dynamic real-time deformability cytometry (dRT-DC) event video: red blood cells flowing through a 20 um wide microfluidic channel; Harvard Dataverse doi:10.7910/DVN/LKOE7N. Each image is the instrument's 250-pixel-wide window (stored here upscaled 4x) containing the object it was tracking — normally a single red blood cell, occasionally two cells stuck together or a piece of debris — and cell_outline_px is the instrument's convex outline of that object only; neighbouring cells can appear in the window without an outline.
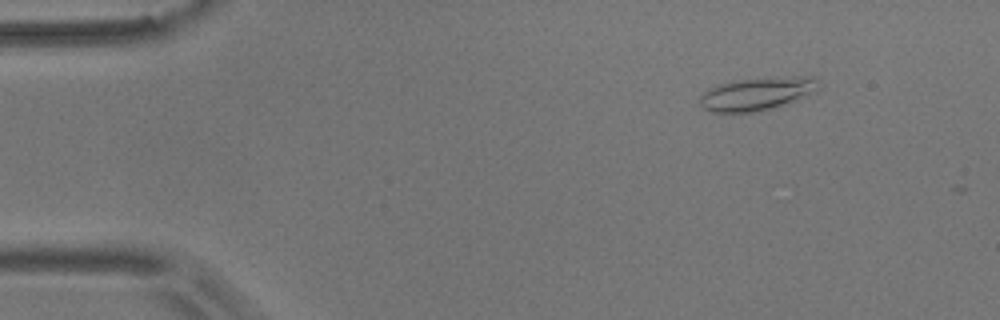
{"species": "common noctule bat (a hibernating species)", "species_latin": "Nyctalus noctula", "temperature_condition": "room temperature", "stored_images_in_passage": 28, "camera_frame_rate_fps": 3000, "um_per_image_px": 0.085, "animal": {"sex": "male", "body_mass_g": 17.9}, "frame": {"image": 1, "passage_image": 7, "time_ms": 2.0, "image_size_px": [1000, 320], "cell_outline_px": [[816, 92], [796, 100], [768, 108], [752, 112], [732, 116], [712, 112], [704, 108], [700, 104], [700, 96], [708, 88], [720, 84], [736, 80], [800, 76], [812, 76], [816, 80]], "centroid_in_image_um": [64.25, 8.01], "position_along_channel_um": 20.8, "area_um2": 22.83}}
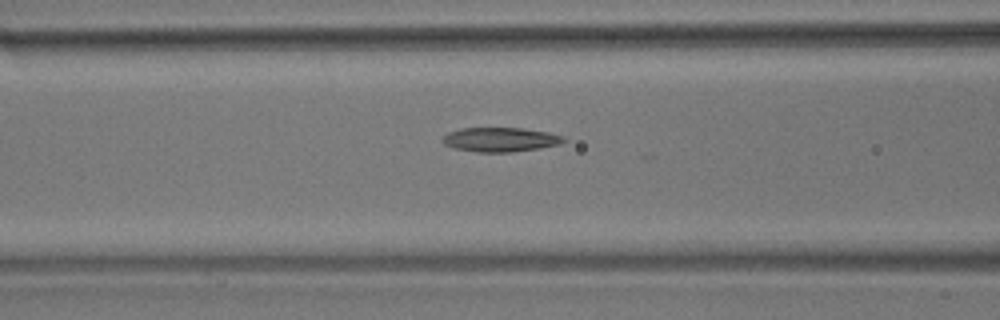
{"frame": {"image": 2, "passage_image": 22, "time_ms": 7.0, "image_size_px": [1000, 320], "cell_outline_px": [[568, 140], [560, 144], [540, 148], [512, 152], [476, 152], [452, 148], [444, 144], [440, 140], [448, 132], [460, 128], [524, 128], [548, 132], [564, 136]], "centroid_in_image_um": [42.53, 11.86], "position_along_channel_um": 124.1, "area_um2": 17.4}}
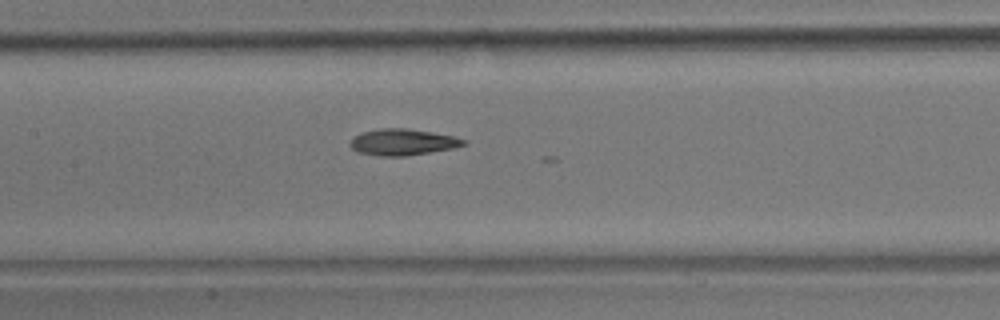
{"frame": {"image": 3, "passage_image": 26, "time_ms": 8.333, "image_size_px": [1000, 320], "cell_outline_px": [[468, 144], [452, 148], [404, 156], [380, 156], [356, 152], [348, 144], [352, 136], [364, 132], [380, 128], [404, 128], [432, 132], [456, 136], [468, 140]], "centroid_in_image_um": [34.22, 12.07], "position_along_channel_um": 173.2, "area_um2": 17.51}}